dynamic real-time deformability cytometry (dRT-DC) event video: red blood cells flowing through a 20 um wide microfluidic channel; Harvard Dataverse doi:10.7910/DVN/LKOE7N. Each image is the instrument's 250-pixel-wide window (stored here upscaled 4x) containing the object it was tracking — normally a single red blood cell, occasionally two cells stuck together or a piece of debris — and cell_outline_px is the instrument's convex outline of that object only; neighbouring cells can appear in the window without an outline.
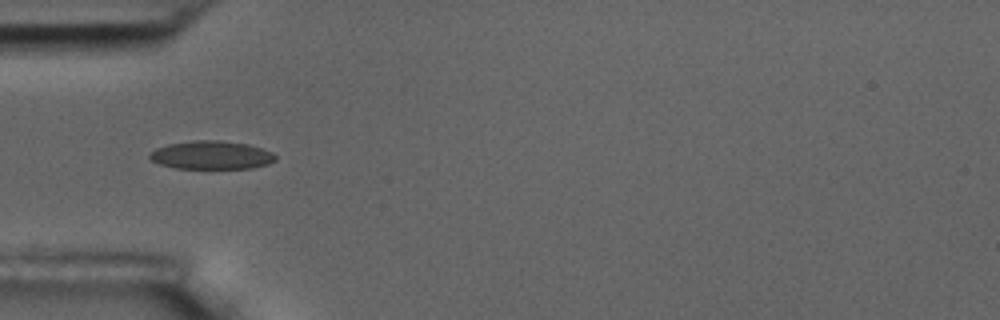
{"species": "common noctule bat (a hibernating species)", "species_latin": "Nyctalus noctula", "temperature_condition": "room temperature", "stored_images_in_passage": 6, "camera_frame_rate_fps": 3000, "um_per_image_px": 0.085, "animal": {"sex": "male", "body_mass_g": 17.5, "forearm_length_mm": 52.3}, "frame": {"image": 1, "passage_image": 2, "time_ms": 1.333, "image_size_px": [1000, 320], "cell_outline_px": [[276, 160], [268, 164], [252, 168], [176, 168], [160, 164], [152, 160], [148, 156], [148, 152], [156, 148], [168, 144], [192, 140], [220, 140], [248, 144], [272, 152], [276, 156]], "centroid_in_image_um": [17.95, 13.17], "position_along_channel_um": 67.0, "area_um2": 20.81}}
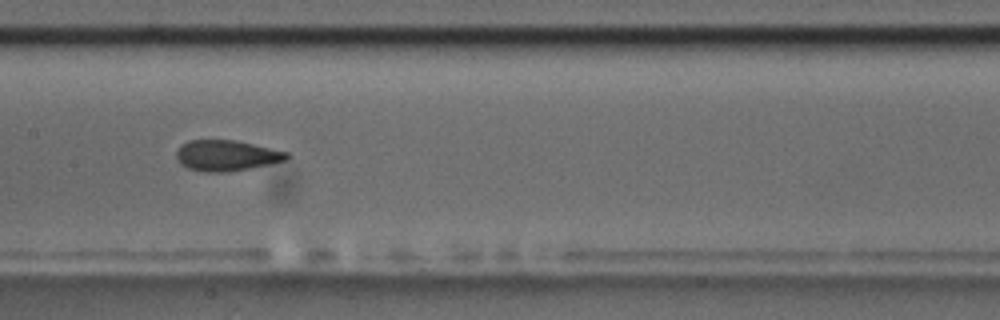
{"frame": {"image": 2, "passage_image": 5, "time_ms": 4.667, "image_size_px": [1000, 320], "cell_outline_px": [[288, 156], [284, 160], [268, 164], [228, 172], [204, 172], [188, 168], [180, 164], [176, 156], [176, 152], [180, 144], [188, 140], [236, 140], [288, 152]], "centroid_in_image_um": [19.18, 13.21], "position_along_channel_um": 188.2, "area_um2": 19.65}}
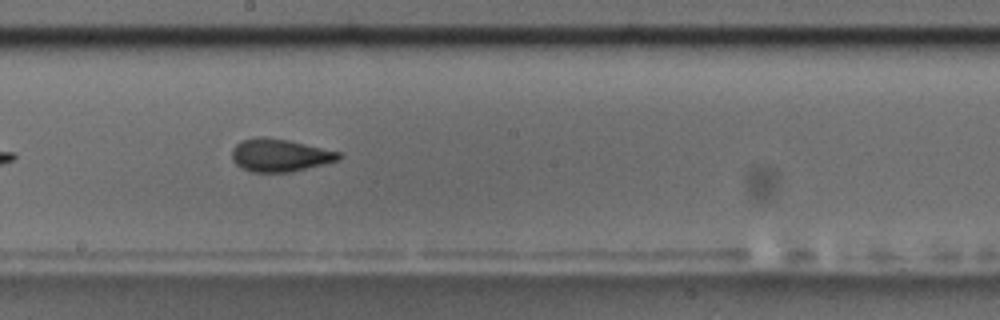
{"frame": {"image": 3, "passage_image": 6, "time_ms": 5.667, "image_size_px": [1000, 320], "cell_outline_px": [[340, 160], [292, 172], [252, 172], [236, 164], [232, 160], [232, 148], [240, 140], [256, 136], [264, 136], [288, 140], [340, 152]], "centroid_in_image_um": [23.76, 13.18], "position_along_channel_um": 224.4, "area_um2": 20.46}}